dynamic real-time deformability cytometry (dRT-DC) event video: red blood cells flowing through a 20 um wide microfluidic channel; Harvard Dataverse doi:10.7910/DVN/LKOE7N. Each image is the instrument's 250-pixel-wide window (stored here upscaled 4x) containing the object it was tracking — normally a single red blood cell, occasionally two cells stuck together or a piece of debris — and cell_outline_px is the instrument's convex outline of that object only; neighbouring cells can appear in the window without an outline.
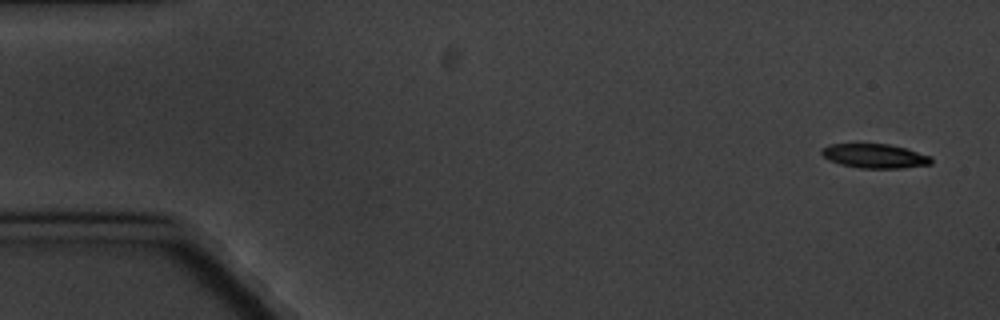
{"species": "common noctule bat (a hibernating species)", "species_latin": "Nyctalus noctula", "temperature_condition": "cold", "stored_images_in_passage": 5, "camera_frame_rate_fps": 3000, "um_per_image_px": 0.085, "animal": {"sex": "male", "body_mass_g": 20.1, "forearm_length_mm": 53.5}, "frame": {"image": 1, "passage_image": 1, "time_ms": 0.0, "image_size_px": [1000, 320], "cell_outline_px": [[932, 164], [904, 168], [860, 168], [840, 164], [828, 160], [820, 152], [820, 148], [828, 144], [888, 144], [904, 148], [932, 156]], "centroid_in_image_um": [74.34, 13.26], "position_along_channel_um": 10.7, "area_um2": 15.55}}
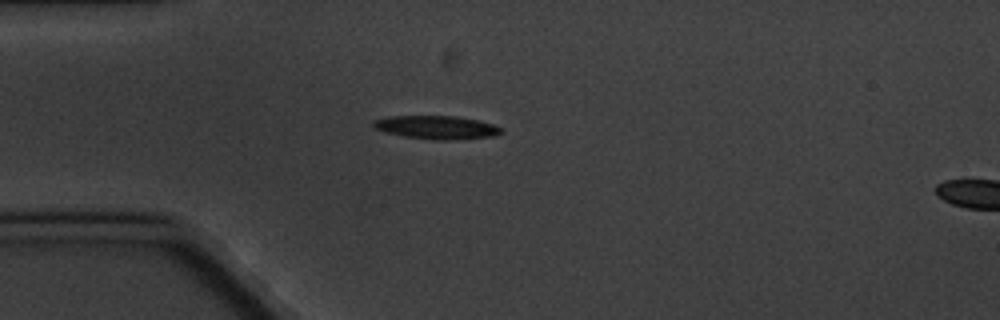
{"frame": {"image": 2, "passage_image": 4, "time_ms": 4.333, "image_size_px": [1000, 320], "cell_outline_px": [[504, 132], [496, 136], [448, 140], [432, 140], [404, 136], [384, 132], [376, 128], [372, 124], [372, 120], [388, 116], [456, 116], [476, 120], [492, 124], [500, 128]], "centroid_in_image_um": [37.09, 10.83], "position_along_channel_um": 47.9, "area_um2": 17.4}}